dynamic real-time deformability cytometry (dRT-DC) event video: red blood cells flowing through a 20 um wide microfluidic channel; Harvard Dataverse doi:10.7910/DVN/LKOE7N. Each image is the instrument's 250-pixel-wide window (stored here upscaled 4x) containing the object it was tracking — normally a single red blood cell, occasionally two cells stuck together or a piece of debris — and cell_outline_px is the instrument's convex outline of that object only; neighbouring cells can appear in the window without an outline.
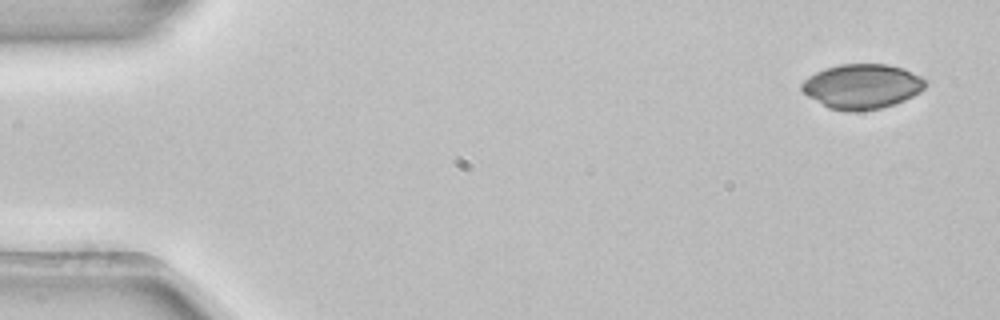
{"species": "common noctule bat (a hibernating species)", "species_latin": "Nyctalus noctula", "temperature_condition": "room temperature", "stored_images_in_passage": 5, "camera_frame_rate_fps": 3000, "um_per_image_px": 0.085, "animal": {"sex": "female", "body_mass_g": 22.7, "forearm_length_mm": 54.2}, "frame": {"image": 1, "passage_image": 1, "time_ms": 0.0, "image_size_px": [1000, 320], "cell_outline_px": [[924, 88], [920, 92], [904, 100], [880, 108], [860, 112], [844, 112], [828, 108], [808, 96], [800, 88], [800, 84], [808, 76], [824, 68], [840, 64], [888, 64], [904, 68], [920, 76], [924, 80]], "centroid_in_image_um": [73.23, 7.35], "position_along_channel_um": 11.8, "area_um2": 32.37}}